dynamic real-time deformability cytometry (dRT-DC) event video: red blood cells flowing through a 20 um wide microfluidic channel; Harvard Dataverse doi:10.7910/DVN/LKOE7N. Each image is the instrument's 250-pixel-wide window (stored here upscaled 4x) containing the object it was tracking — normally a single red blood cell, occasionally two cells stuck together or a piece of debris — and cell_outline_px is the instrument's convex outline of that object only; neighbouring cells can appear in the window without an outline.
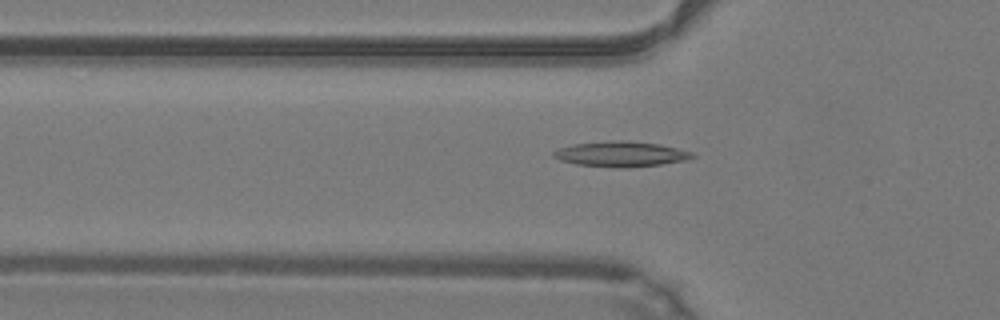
{"species": "common noctule bat (a hibernating species)", "species_latin": "Nyctalus noctula", "temperature_condition": "warm", "stored_images_in_passage": 26, "camera_frame_rate_fps": 3000, "um_per_image_px": 0.085, "animal": {"sex": "male", "body_mass_g": 19.2, "forearm_length_mm": 51.8}, "frame": {"image": 1, "passage_image": 16, "time_ms": 5.0, "image_size_px": [1000, 320], "cell_outline_px": [[696, 156], [684, 160], [660, 164], [628, 168], [616, 168], [576, 164], [560, 160], [552, 156], [552, 152], [560, 148], [572, 144], [612, 140], [628, 140], [660, 144], [692, 152]], "centroid_in_image_um": [52.75, 13.09], "position_along_channel_um": 73.1, "area_um2": 20.52}}
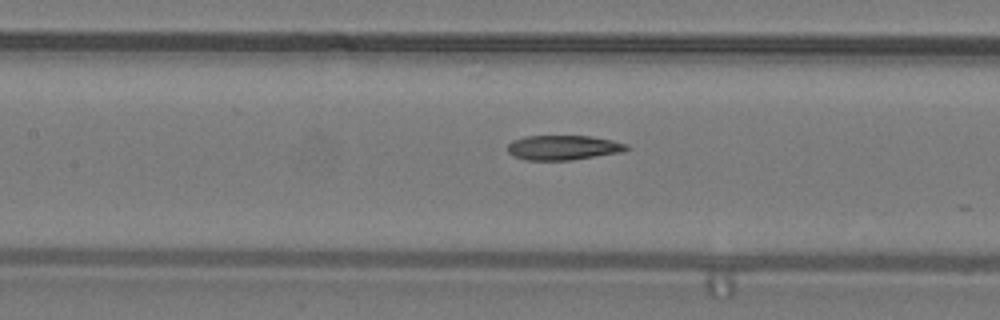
{"frame": {"image": 2, "passage_image": 22, "time_ms": 7.0, "image_size_px": [1000, 320], "cell_outline_px": [[632, 148], [624, 152], [572, 160], [524, 160], [508, 152], [508, 144], [512, 140], [524, 136], [588, 136], [612, 140], [628, 144]], "centroid_in_image_um": [47.92, 12.55], "position_along_channel_um": 159.5, "area_um2": 17.28}}
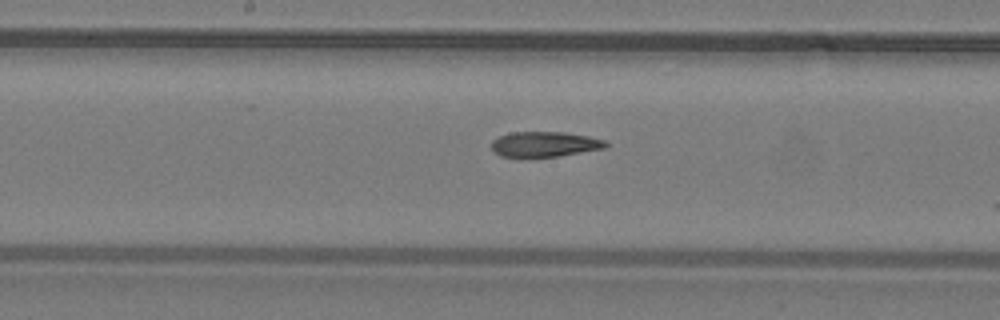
{"frame": {"image": 3, "passage_image": 25, "time_ms": 8.0, "image_size_px": [1000, 320], "cell_outline_px": [[608, 144], [604, 148], [560, 156], [500, 156], [492, 148], [492, 140], [508, 132], [564, 132], [588, 136], [604, 140]], "centroid_in_image_um": [46.3, 12.24], "position_along_channel_um": 201.9, "area_um2": 16.53}}